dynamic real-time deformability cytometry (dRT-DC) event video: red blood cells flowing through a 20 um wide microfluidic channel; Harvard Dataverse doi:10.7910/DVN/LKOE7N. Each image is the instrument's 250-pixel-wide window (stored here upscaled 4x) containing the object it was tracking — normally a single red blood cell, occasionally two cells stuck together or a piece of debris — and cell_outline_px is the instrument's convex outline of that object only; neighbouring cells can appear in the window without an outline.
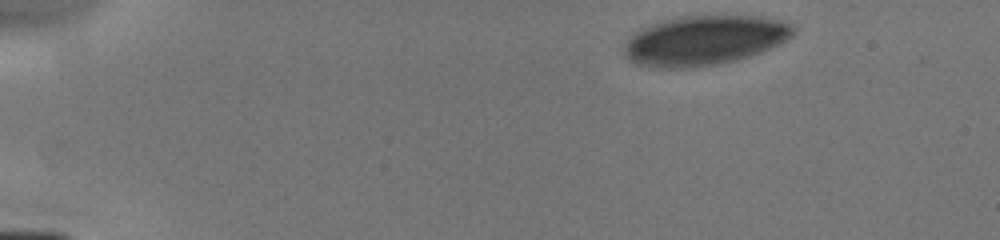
{"species": "human", "species_latin": "Homo sapiens", "temperature_condition": "cold", "stored_images_in_passage": 5, "camera_frame_rate_fps": 3000, "um_per_image_px": 0.085, "donor": {"sex": "male"}, "frame": {"image": 1, "passage_image": 1, "time_ms": 0.0, "image_size_px": [1000, 240], "cell_outline_px": [[796, 28], [792, 36], [760, 52], [736, 60], [720, 64], [696, 68], [656, 68], [636, 64], [628, 60], [624, 56], [624, 44], [640, 28], [660, 20], [680, 16], [720, 12], [724, 12], [764, 16], [780, 20], [792, 24]], "centroid_in_image_um": [59.87, 3.38], "position_along_channel_um": 25.1, "area_um2": 50.46}}
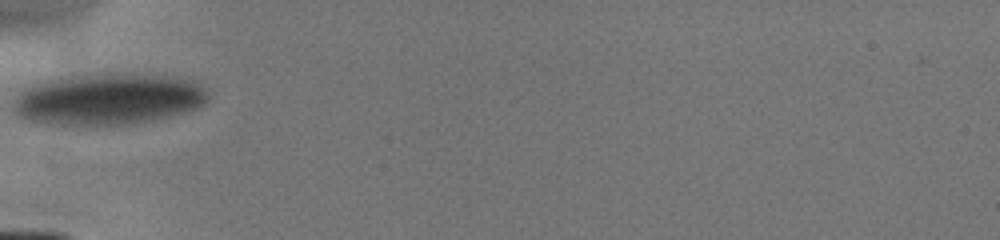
{"frame": {"image": 2, "passage_image": 5, "time_ms": 3.667, "image_size_px": [1000, 240], "cell_outline_px": [[208, 100], [204, 104], [188, 112], [152, 120], [120, 124], [52, 124], [28, 120], [20, 116], [12, 108], [20, 92], [28, 84], [48, 80], [72, 76], [100, 72], [108, 72], [176, 76], [192, 80], [200, 84], [204, 88], [208, 96]], "centroid_in_image_um": [9.23, 8.39], "position_along_channel_um": 75.8, "area_um2": 58.55}}